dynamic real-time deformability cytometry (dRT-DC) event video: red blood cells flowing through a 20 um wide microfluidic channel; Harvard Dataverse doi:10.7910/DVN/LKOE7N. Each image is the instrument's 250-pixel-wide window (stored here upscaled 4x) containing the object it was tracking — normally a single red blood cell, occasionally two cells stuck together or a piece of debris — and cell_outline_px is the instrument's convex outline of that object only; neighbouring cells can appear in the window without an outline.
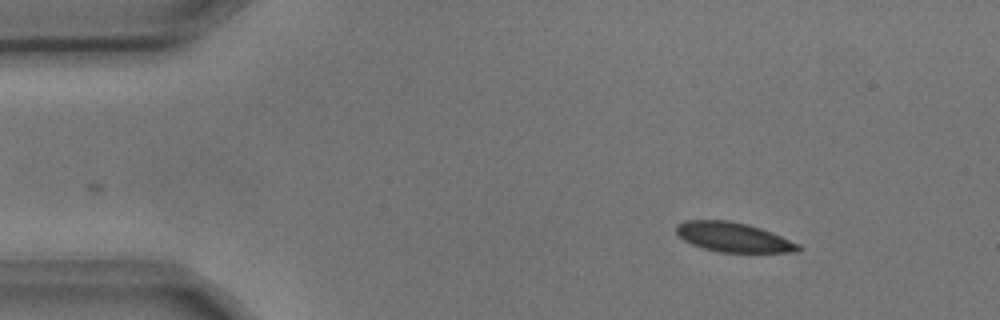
{"species": "common noctule bat (a hibernating species)", "species_latin": "Nyctalus noctula", "temperature_condition": "cold", "stored_images_in_passage": 4, "segment_of_instrument_passage": [1, 2], "camera_frame_rate_fps": 3000, "um_per_image_px": 0.085, "animal": {"sex": "male", "body_mass_g": 17.9, "forearm_length_mm": 54.2}, "frame": {"image": 1, "passage_image": 1, "time_ms": 0.0, "image_size_px": [1000, 320], "cell_outline_px": [[804, 248], [796, 252], [720, 252], [704, 248], [692, 244], [684, 240], [676, 232], [676, 224], [684, 220], [728, 220], [748, 224], [772, 232], [800, 244]], "centroid_in_image_um": [62.35, 20.15], "position_along_channel_um": 22.6, "area_um2": 21.04}}